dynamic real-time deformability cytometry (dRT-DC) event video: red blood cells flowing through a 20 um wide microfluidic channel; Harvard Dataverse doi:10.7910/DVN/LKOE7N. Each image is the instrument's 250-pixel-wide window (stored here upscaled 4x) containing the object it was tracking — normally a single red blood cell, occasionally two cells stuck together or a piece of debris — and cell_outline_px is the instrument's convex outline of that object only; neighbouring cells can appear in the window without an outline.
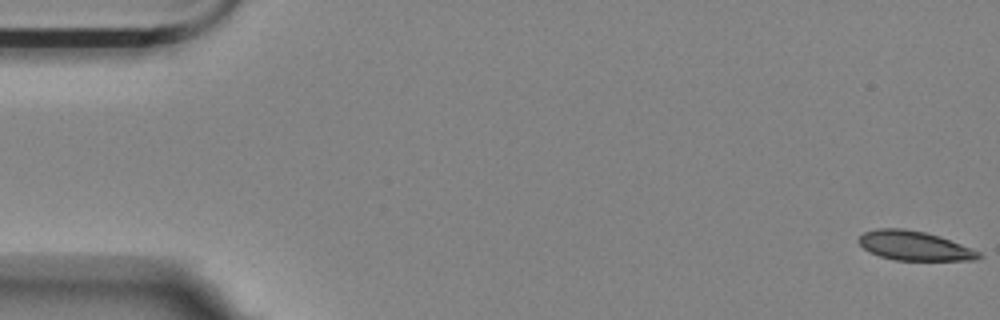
{"species": "Egyptian fruit bat (a non-hibernating species)", "species_latin": "Rousettus aegyptiacus", "temperature_condition": "room temperature", "stored_images_in_passage": 54, "camera_frame_rate_fps": 3000, "um_per_image_px": 0.085, "animal": {"sex": "female"}, "frame": {"image": 1, "passage_image": 1, "time_ms": 0.0, "image_size_px": [1000, 320], "cell_outline_px": [[984, 256], [976, 260], [896, 260], [880, 256], [868, 252], [860, 244], [860, 236], [864, 232], [876, 228], [904, 228], [924, 232], [940, 236], [980, 252]], "centroid_in_image_um": [77.72, 20.89], "position_along_channel_um": 7.3, "area_um2": 20.4}}
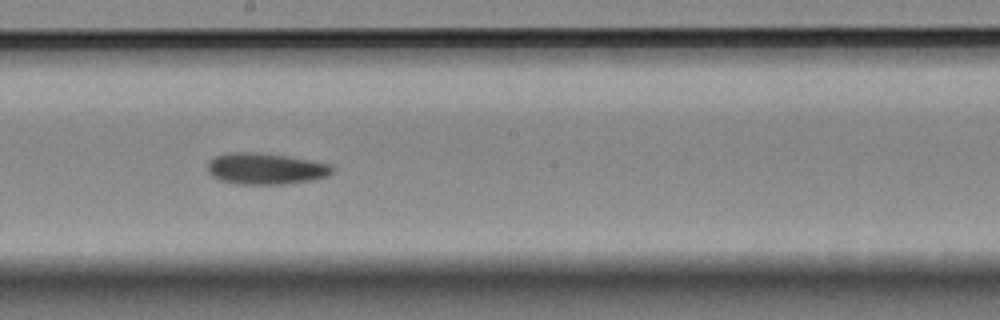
{"frame": {"image": 2, "passage_image": 31, "time_ms": 10.0, "image_size_px": [1000, 320], "cell_outline_px": [[332, 172], [328, 176], [316, 180], [284, 184], [236, 184], [220, 180], [212, 176], [208, 172], [208, 160], [216, 156], [232, 152], [256, 152], [284, 156], [328, 164], [332, 168]], "centroid_in_image_um": [22.54, 14.35], "position_along_channel_um": 225.7, "area_um2": 22.6}}
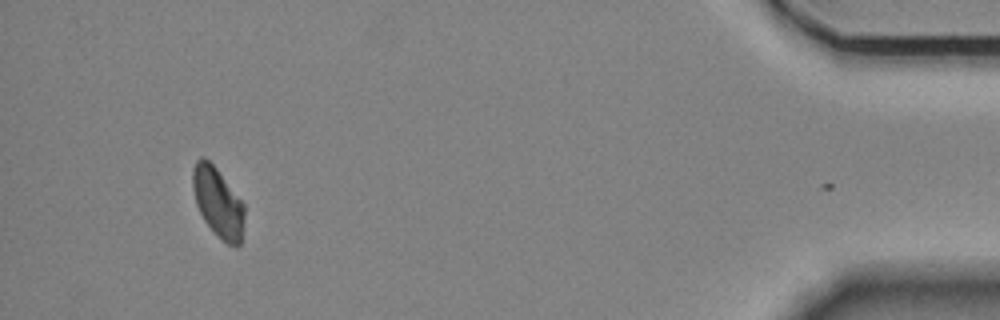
{"frame": {"image": 3, "passage_image": 53, "time_ms": 17.333, "image_size_px": [1000, 320], "cell_outline_px": [[244, 216], [240, 244], [236, 248], [228, 244], [204, 220], [196, 204], [192, 188], [192, 168], [196, 160], [200, 156], [204, 156], [216, 168], [244, 204]], "centroid_in_image_um": [18.5, 17.16], "position_along_channel_um": 416.7, "area_um2": 20.63}, "authors_computed_cell_mechanics": {"area_um2": 21.8484, "velocity_mm_per_s": 3.5395, "shape_relaxation_time_tau1_ms": 5.7546, "shape_relaxation_time_tau2_ms": 10.3082, "deformation_change_tau1": 0.1127, "deformation_change_tau2": 0.1302}}